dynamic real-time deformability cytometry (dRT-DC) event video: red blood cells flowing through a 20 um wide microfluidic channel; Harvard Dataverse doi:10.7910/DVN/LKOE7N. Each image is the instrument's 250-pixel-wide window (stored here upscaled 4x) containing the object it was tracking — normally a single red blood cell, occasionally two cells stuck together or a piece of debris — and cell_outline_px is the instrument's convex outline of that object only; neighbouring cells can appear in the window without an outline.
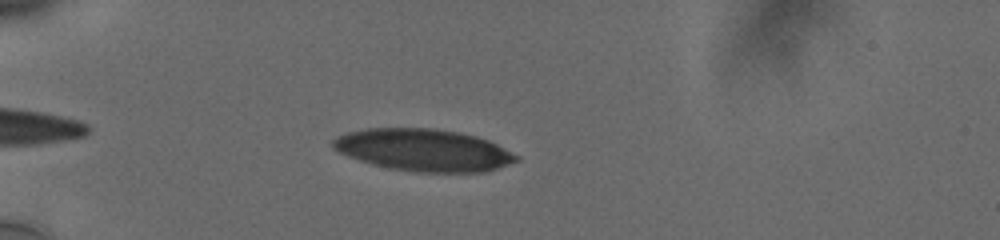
{"species": "human", "species_latin": "Homo sapiens", "temperature_condition": "cold", "stored_images_in_passage": 39, "camera_frame_rate_fps": 3000, "um_per_image_px": 0.085, "donor": {"sex": "male"}, "frame": {"image": 1, "passage_image": 7, "time_ms": 2.0, "image_size_px": [1000, 240], "cell_outline_px": [[520, 160], [484, 172], [416, 172], [388, 168], [372, 164], [348, 156], [332, 148], [332, 140], [336, 136], [348, 132], [368, 128], [432, 128], [460, 132], [476, 136], [488, 140], [520, 156]], "centroid_in_image_um": [36.0, 12.75], "position_along_channel_um": 49.0, "area_um2": 45.03}}
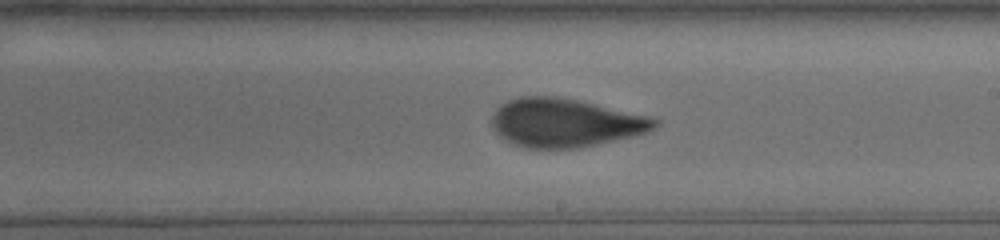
{"frame": {"image": 2, "passage_image": 25, "time_ms": 8.0, "image_size_px": [1000, 240], "cell_outline_px": [[660, 124], [656, 128], [648, 132], [632, 136], [596, 144], [576, 148], [528, 148], [516, 144], [500, 136], [492, 128], [492, 116], [496, 108], [500, 104], [508, 100], [520, 96], [556, 96], [576, 100], [648, 116], [660, 120]], "centroid_in_image_um": [48.03, 10.43], "position_along_channel_um": 241.0, "area_um2": 45.72}}
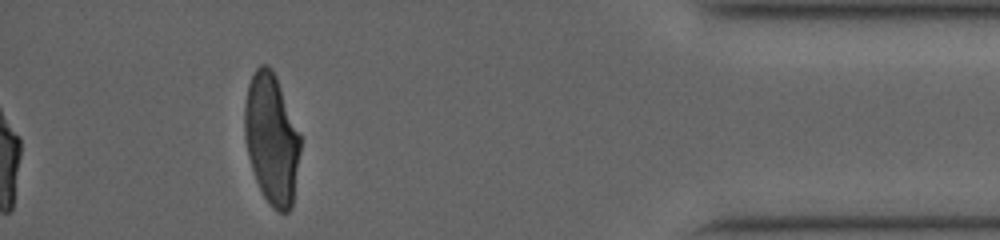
{"frame": {"image": 3, "passage_image": 39, "time_ms": 13.667, "image_size_px": [1000, 240], "cell_outline_px": [[300, 152], [292, 208], [288, 212], [280, 212], [272, 208], [264, 196], [256, 180], [248, 156], [244, 136], [244, 104], [248, 84], [256, 68], [260, 64], [268, 64], [272, 68], [276, 76], [300, 132]], "centroid_in_image_um": [23.08, 11.79], "position_along_channel_um": 412.1, "area_um2": 42.6}, "authors_computed_cell_mechanics": {"area_um2": 45.0262, "velocity_mm_per_s": 3.7572, "shape_relaxation_time_tau1_ms": 5.4341, "shape_relaxation_time_tau2_ms": 1.0524, "deformation_change_tau1": 0.1867, "deformation_change_tau2": 0.072}}